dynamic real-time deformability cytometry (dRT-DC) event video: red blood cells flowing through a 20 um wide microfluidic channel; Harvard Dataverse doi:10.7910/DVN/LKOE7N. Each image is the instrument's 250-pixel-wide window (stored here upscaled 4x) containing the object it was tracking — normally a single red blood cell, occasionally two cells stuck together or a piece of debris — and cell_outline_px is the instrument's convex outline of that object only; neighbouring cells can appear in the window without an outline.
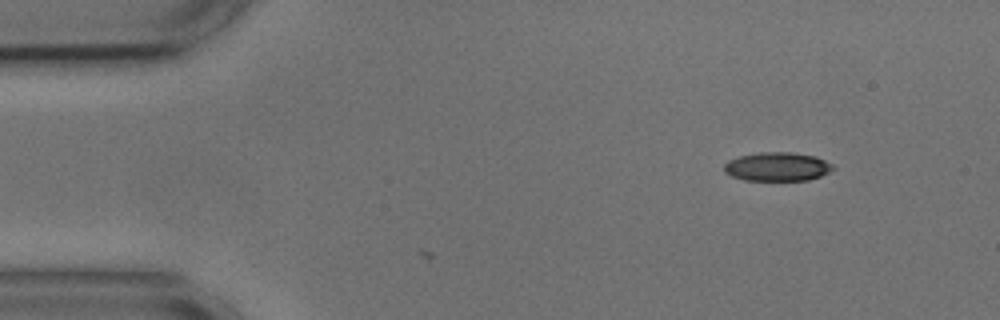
{"species": "common noctule bat (a hibernating species)", "species_latin": "Nyctalus noctula", "temperature_condition": "cold", "stored_images_in_passage": 2, "camera_frame_rate_fps": 3000, "um_per_image_px": 0.085, "animal": {"sex": "male", "body_mass_g": 17.9, "forearm_length_mm": 54.2}, "frame": {"image": 1, "passage_image": 2, "time_ms": 0.333, "image_size_px": [1000, 320], "cell_outline_px": [[836, 168], [820, 176], [808, 180], [744, 180], [732, 176], [724, 172], [724, 164], [728, 160], [740, 156], [760, 152], [792, 152], [816, 156], [832, 164]], "centroid_in_image_um": [66.07, 14.16], "position_along_channel_um": 18.9, "area_um2": 18.26}}